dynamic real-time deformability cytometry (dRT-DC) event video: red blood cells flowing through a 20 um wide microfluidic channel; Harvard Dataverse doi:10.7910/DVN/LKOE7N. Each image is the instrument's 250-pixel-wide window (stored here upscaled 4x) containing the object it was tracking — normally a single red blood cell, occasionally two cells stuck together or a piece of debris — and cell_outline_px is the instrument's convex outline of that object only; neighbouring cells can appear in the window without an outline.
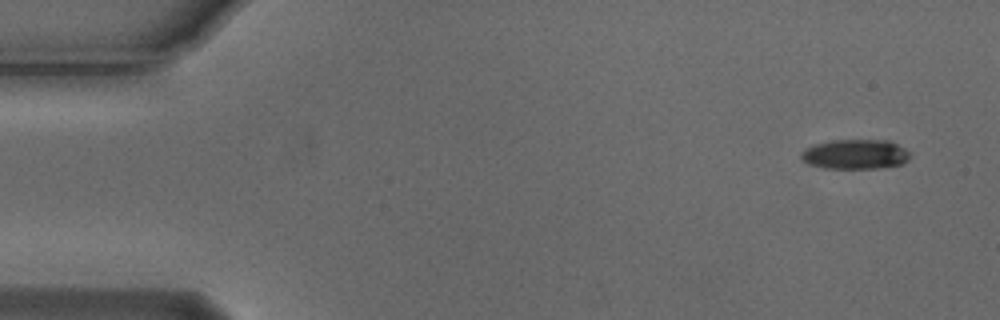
{"species": "Egyptian fruit bat (a non-hibernating species)", "species_latin": "Rousettus aegyptiacus", "temperature_condition": "cold", "stored_images_in_passage": 4, "camera_frame_rate_fps": 3000, "um_per_image_px": 0.085, "animal": {"sex": "male"}, "frame": {"image": 1, "passage_image": 1, "time_ms": 0.0, "image_size_px": [1000, 320], "cell_outline_px": [[908, 160], [900, 164], [876, 168], [824, 168], [808, 164], [800, 160], [800, 152], [804, 148], [816, 144], [832, 140], [888, 140], [904, 148], [908, 152]], "centroid_in_image_um": [72.62, 13.11], "position_along_channel_um": 12.4, "area_um2": 18.79}}
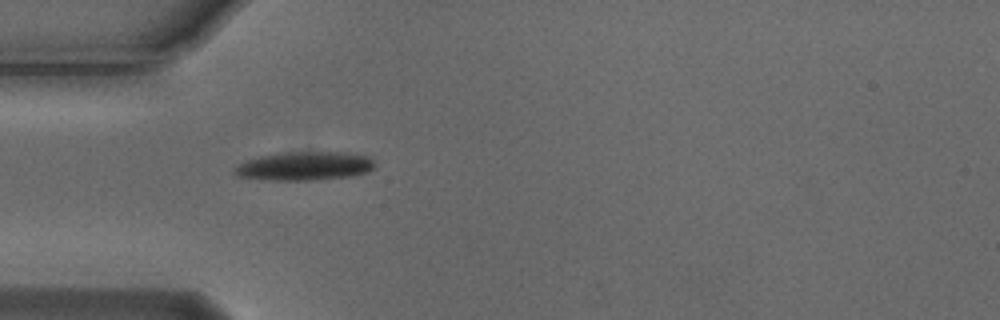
{"frame": {"image": 2, "passage_image": 4, "time_ms": 1.0, "image_size_px": [1000, 320], "cell_outline_px": [[376, 168], [368, 172], [352, 176], [320, 180], [272, 180], [240, 176], [232, 172], [240, 164], [248, 160], [260, 156], [288, 152], [344, 152], [368, 156], [376, 164]], "centroid_in_image_um": [25.98, 14.12], "position_along_channel_um": 59.0, "area_um2": 23.35}}